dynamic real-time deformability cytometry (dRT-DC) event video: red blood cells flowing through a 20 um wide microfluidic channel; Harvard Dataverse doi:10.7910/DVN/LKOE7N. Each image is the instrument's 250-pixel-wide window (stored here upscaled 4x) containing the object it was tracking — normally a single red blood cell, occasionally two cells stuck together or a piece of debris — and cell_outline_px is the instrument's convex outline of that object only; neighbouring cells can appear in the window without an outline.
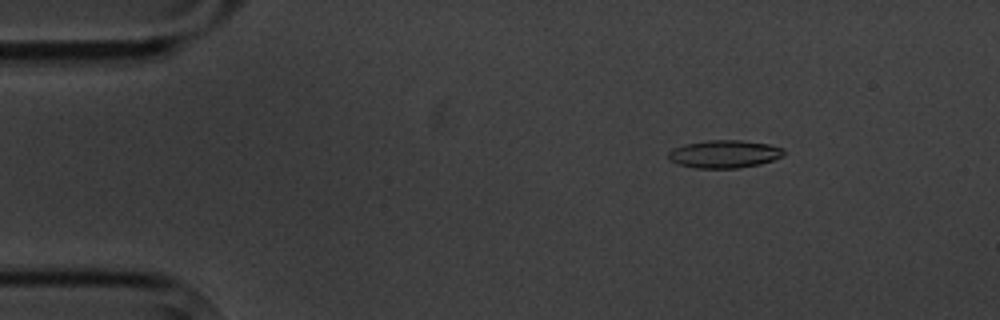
{"species": "common noctule bat (a hibernating species)", "species_latin": "Nyctalus noctula", "temperature_condition": "cold", "stored_images_in_passage": 10, "camera_frame_rate_fps": 3000, "um_per_image_px": 0.085, "animal": {"sex": "male", "body_mass_g": 20.1, "forearm_length_mm": 53.5}, "frame": {"image": 1, "passage_image": 2, "time_ms": 1.333, "image_size_px": [1000, 320], "cell_outline_px": [[784, 156], [760, 164], [736, 168], [696, 168], [680, 164], [668, 160], [668, 152], [672, 148], [684, 144], [708, 140], [740, 140], [768, 144], [784, 148]], "centroid_in_image_um": [61.56, 13.09], "position_along_channel_um": 23.4, "area_um2": 18.73}}
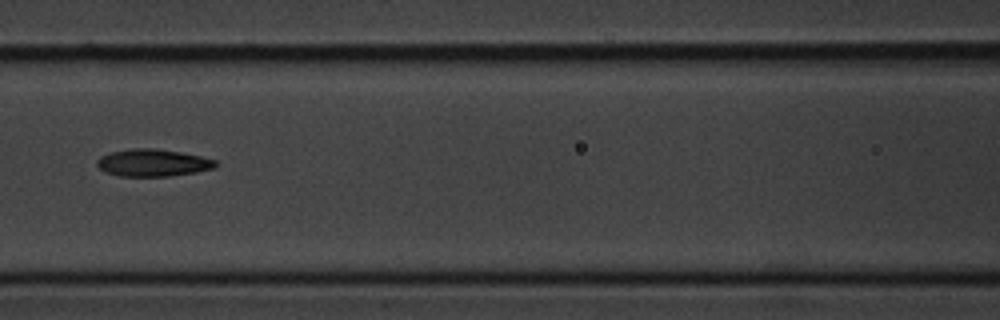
{"frame": {"image": 2, "passage_image": 7, "time_ms": 7.0, "image_size_px": [1000, 320], "cell_outline_px": [[216, 168], [196, 172], [168, 176], [120, 176], [104, 172], [96, 164], [96, 160], [100, 156], [112, 152], [132, 148], [156, 148], [180, 152], [200, 156], [216, 160]], "centroid_in_image_um": [12.98, 13.83], "position_along_channel_um": 153.6, "area_um2": 18.84}}
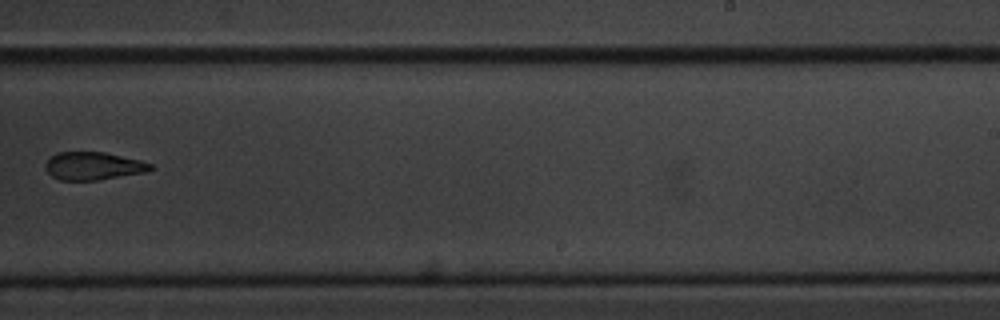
{"frame": {"image": 3, "passage_image": 10, "time_ms": 10.667, "image_size_px": [1000, 320], "cell_outline_px": [[156, 168], [144, 172], [96, 180], [60, 180], [52, 176], [44, 168], [44, 164], [56, 152], [104, 152], [140, 160], [152, 164]], "centroid_in_image_um": [7.91, 14.1], "position_along_channel_um": 281.1, "area_um2": 16.99}}